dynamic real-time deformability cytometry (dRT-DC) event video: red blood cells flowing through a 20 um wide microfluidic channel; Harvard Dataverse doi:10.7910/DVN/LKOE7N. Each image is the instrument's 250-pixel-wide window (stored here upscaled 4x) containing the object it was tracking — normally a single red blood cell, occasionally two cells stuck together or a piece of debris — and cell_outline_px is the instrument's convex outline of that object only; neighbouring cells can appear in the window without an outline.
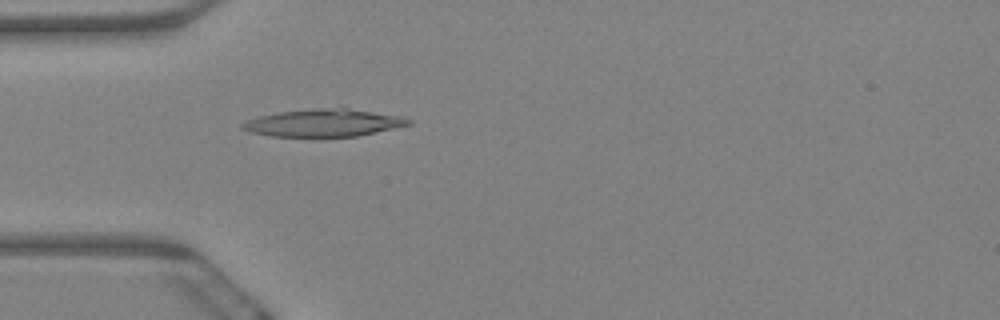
{"species": "Egyptian fruit bat (a non-hibernating species)", "species_latin": "Rousettus aegyptiacus", "temperature_condition": "warm", "stored_images_in_passage": 5, "camera_frame_rate_fps": 3000, "um_per_image_px": 0.085, "animal": {"sex": "female"}, "frame": {"image": 1, "passage_image": 5, "time_ms": 1.333, "image_size_px": [1000, 320], "cell_outline_px": [[412, 124], [376, 132], [356, 136], [272, 136], [252, 132], [240, 128], [240, 124], [248, 120], [260, 116], [280, 112], [340, 104], [400, 116], [412, 120]], "centroid_in_image_um": [27.6, 10.39], "position_along_channel_um": 57.4, "area_um2": 27.34}}